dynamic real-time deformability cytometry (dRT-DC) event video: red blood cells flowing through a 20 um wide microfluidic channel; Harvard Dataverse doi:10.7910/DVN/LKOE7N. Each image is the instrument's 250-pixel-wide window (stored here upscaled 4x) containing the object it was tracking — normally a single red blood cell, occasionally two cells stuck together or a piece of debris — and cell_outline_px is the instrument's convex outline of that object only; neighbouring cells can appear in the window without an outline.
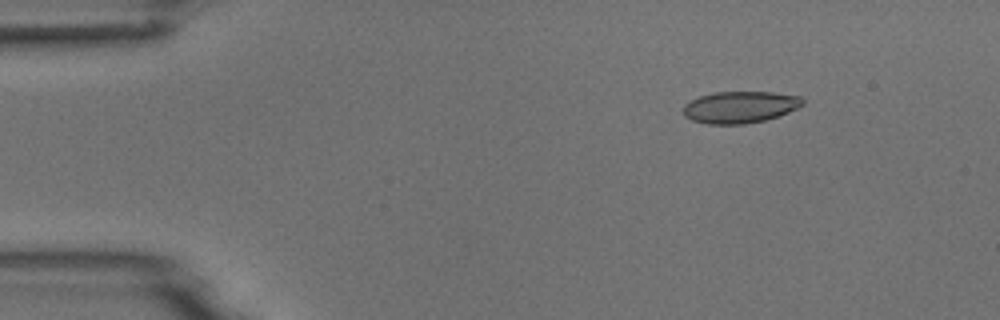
{"species": "common noctule bat (a hibernating species)", "species_latin": "Nyctalus noctula", "temperature_condition": "room temperature", "stored_images_in_passage": 5, "camera_frame_rate_fps": 3000, "um_per_image_px": 0.085, "animal": {"sex": "male", "body_mass_g": 18.8}, "frame": {"image": 1, "passage_image": 2, "time_ms": 1.333, "image_size_px": [1000, 320], "cell_outline_px": [[804, 104], [788, 112], [764, 120], [744, 124], [708, 124], [692, 120], [684, 116], [684, 104], [700, 96], [716, 92], [772, 92], [800, 96], [804, 100]], "centroid_in_image_um": [62.9, 9.1], "position_along_channel_um": 22.1, "area_um2": 21.91}}